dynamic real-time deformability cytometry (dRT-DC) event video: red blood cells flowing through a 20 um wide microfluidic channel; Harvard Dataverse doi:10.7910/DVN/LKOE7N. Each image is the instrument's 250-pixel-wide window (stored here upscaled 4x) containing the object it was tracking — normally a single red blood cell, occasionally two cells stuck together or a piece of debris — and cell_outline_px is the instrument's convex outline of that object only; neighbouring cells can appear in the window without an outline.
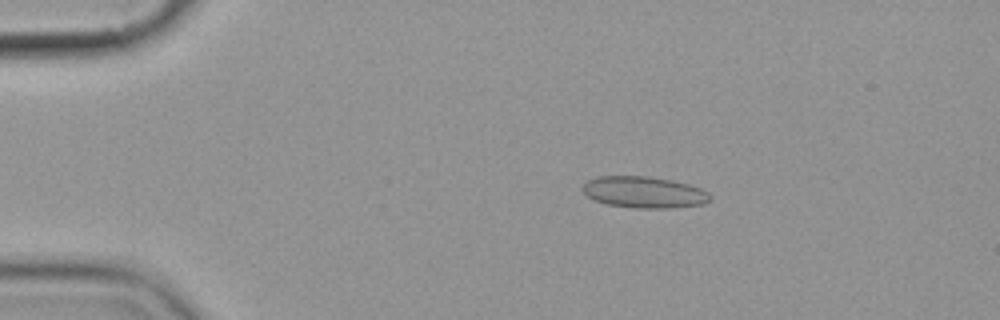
{"species": "common noctule bat (a hibernating species)", "species_latin": "Nyctalus noctula", "temperature_condition": "cold", "stored_images_in_passage": 4, "camera_frame_rate_fps": 3000, "um_per_image_px": 0.085, "animal": {"sex": "female", "body_mass_g": 19.9}, "frame": {"image": 1, "passage_image": 3, "time_ms": 2.333, "image_size_px": [1000, 320], "cell_outline_px": [[712, 196], [704, 204], [668, 208], [636, 208], [608, 204], [596, 200], [588, 196], [580, 188], [588, 180], [596, 176], [648, 176], [672, 180], [688, 184], [700, 188], [708, 192]], "centroid_in_image_um": [54.74, 16.33], "position_along_channel_um": 30.3, "area_um2": 23.29}}